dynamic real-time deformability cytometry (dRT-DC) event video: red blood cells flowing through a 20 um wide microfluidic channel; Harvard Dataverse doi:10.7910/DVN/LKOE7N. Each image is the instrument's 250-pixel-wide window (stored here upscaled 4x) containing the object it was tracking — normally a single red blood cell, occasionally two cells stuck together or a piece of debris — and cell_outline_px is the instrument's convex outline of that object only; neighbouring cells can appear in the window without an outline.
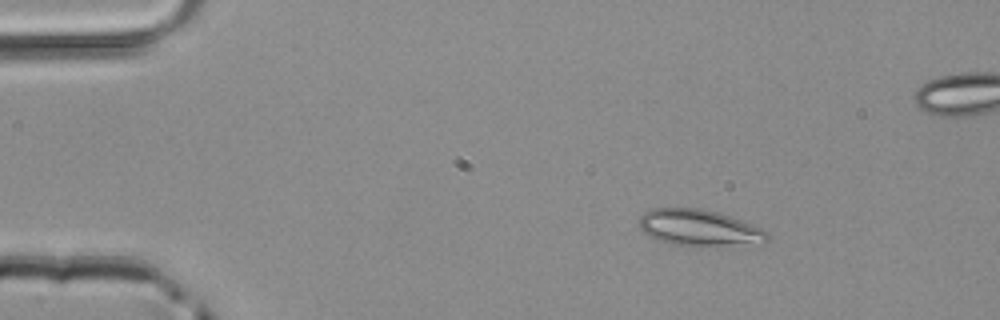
{"species": "common noctule bat (a hibernating species)", "species_latin": "Nyctalus noctula", "temperature_condition": "room temperature", "stored_images_in_passage": 43, "segment_of_instrument_passage": [1, 2], "camera_frame_rate_fps": 3000, "um_per_image_px": 0.085, "animal": {"sex": "male", "body_mass_g": 20.4}, "frame": {"image": 1, "passage_image": 1, "time_ms": 0.0, "image_size_px": [1000, 320], "cell_outline_px": [[768, 240], [700, 248], [692, 248], [672, 244], [648, 236], [640, 228], [640, 216], [644, 212], [652, 208], [704, 208], [732, 216], [760, 228], [768, 232]], "centroid_in_image_um": [59.36, 19.36], "position_along_channel_um": 25.6, "area_um2": 27.22}}
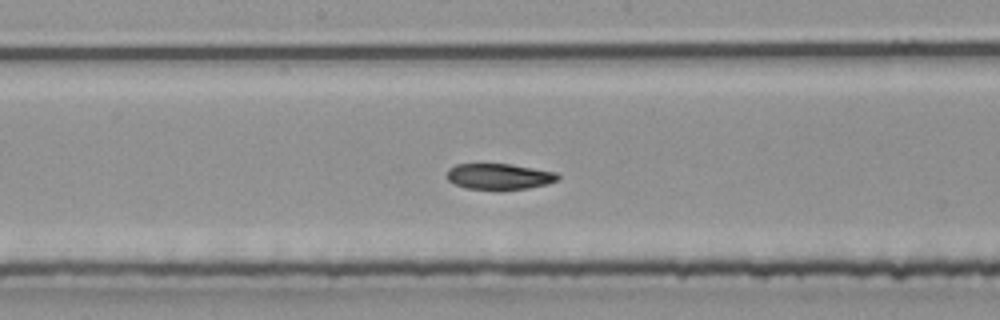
{"frame": {"image": 2, "passage_image": 19, "time_ms": 6.0, "image_size_px": [1000, 320], "cell_outline_px": [[560, 180], [548, 184], [528, 188], [500, 192], [496, 192], [468, 188], [456, 184], [448, 180], [448, 168], [456, 164], [508, 164], [556, 172], [560, 176]], "centroid_in_image_um": [42.46, 15.04], "position_along_channel_um": 205.7, "area_um2": 17.22}}
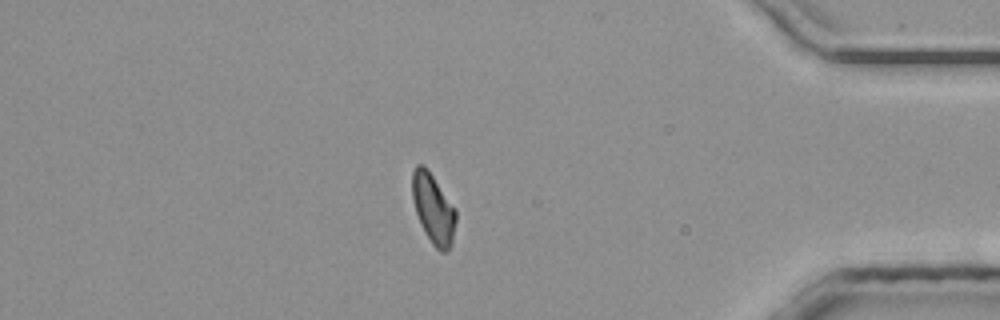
{"frame": {"image": 3, "passage_image": 35, "time_ms": 11.333, "image_size_px": [1000, 320], "cell_outline_px": [[456, 220], [452, 244], [444, 252], [440, 252], [432, 244], [424, 232], [420, 224], [412, 200], [412, 172], [416, 164], [424, 164], [456, 208]], "centroid_in_image_um": [36.82, 17.73], "position_along_channel_um": 398.4, "area_um2": 17.92}}